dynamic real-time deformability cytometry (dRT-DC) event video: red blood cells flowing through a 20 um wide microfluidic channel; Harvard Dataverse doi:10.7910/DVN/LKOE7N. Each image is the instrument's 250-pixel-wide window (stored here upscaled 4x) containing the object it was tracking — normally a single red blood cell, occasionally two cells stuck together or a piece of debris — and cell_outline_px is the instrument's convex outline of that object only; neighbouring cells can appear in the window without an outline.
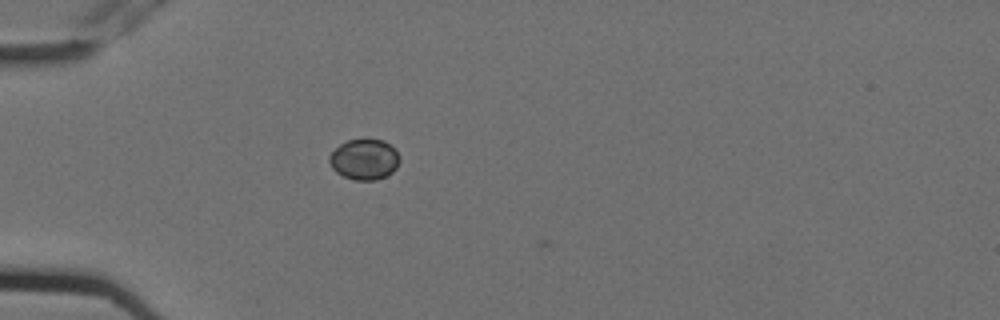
{"species": "Egyptian fruit bat (a non-hibernating species)", "species_latin": "Rousettus aegyptiacus", "temperature_condition": "cold", "stored_images_in_passage": 2, "camera_frame_rate_fps": 3000, "um_per_image_px": 0.085, "animal": {"sex": "female"}, "frame": {"image": 1, "passage_image": 1, "time_ms": 0.0, "image_size_px": [1000, 320], "cell_outline_px": [[400, 160], [396, 168], [392, 172], [376, 180], [352, 180], [336, 172], [332, 168], [328, 160], [328, 156], [340, 144], [348, 140], [364, 136], [384, 140], [396, 148], [400, 156]], "centroid_in_image_um": [30.98, 13.5], "position_along_channel_um": 54.0, "area_um2": 17.22}}